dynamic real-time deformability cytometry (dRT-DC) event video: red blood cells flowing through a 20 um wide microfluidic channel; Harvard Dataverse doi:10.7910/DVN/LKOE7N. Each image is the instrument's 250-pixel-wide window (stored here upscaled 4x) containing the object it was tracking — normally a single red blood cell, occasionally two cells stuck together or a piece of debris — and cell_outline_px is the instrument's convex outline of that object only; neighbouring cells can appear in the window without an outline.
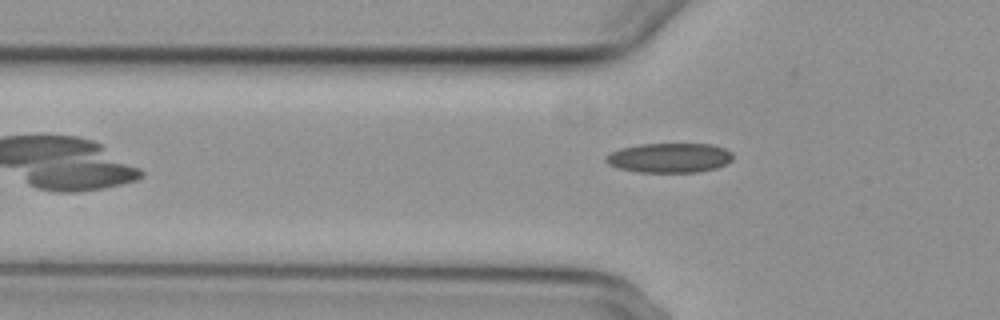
{"species": "common noctule bat (a hibernating species)", "species_latin": "Nyctalus noctula", "temperature_condition": "cold", "stored_images_in_passage": 40, "camera_frame_rate_fps": 3000, "um_per_image_px": 0.085, "animal": {"sex": "female", "body_mass_g": 29.2, "forearm_length_mm": 56.3}, "frame": {"image": 1, "passage_image": 3, "time_ms": 0.667, "image_size_px": [1000, 320], "cell_outline_px": [[732, 160], [716, 168], [696, 172], [640, 172], [616, 168], [608, 164], [604, 160], [612, 152], [620, 148], [640, 144], [712, 144], [724, 148], [732, 152]], "centroid_in_image_um": [56.9, 13.41], "position_along_channel_um": 68.9, "area_um2": 21.85}}
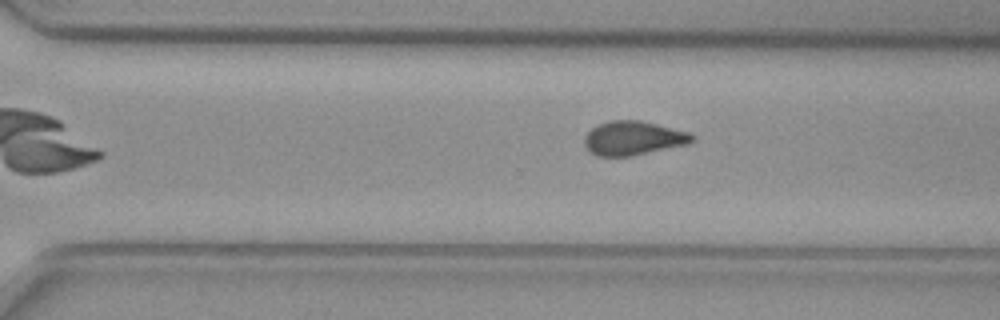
{"frame": {"image": 2, "passage_image": 23, "time_ms": 7.333, "image_size_px": [1000, 320], "cell_outline_px": [[696, 140], [688, 144], [632, 156], [596, 156], [584, 144], [584, 136], [596, 124], [608, 120], [640, 120], [688, 132], [696, 136]], "centroid_in_image_um": [53.83, 11.74], "position_along_channel_um": 316.8, "area_um2": 21.44}}
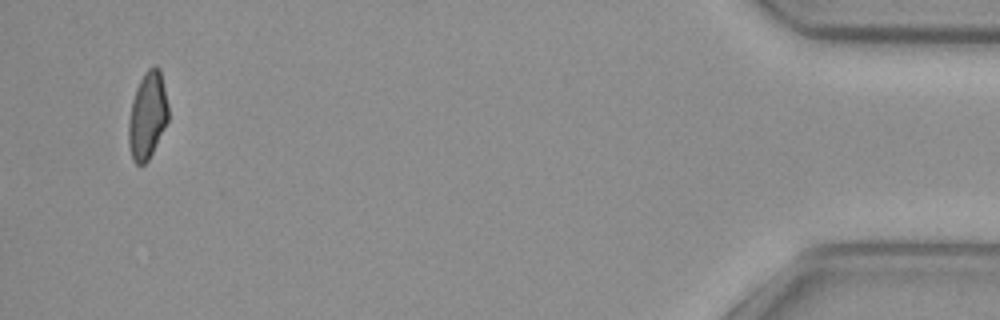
{"frame": {"image": 3, "passage_image": 38, "time_ms": 12.333, "image_size_px": [1000, 320], "cell_outline_px": [[168, 120], [148, 160], [144, 164], [136, 164], [132, 160], [128, 144], [128, 120], [132, 100], [136, 88], [144, 72], [148, 68], [156, 64], [160, 68], [168, 104]], "centroid_in_image_um": [12.52, 9.79], "position_along_channel_um": 422.7, "area_um2": 20.23}, "authors_computed_cell_mechanics": {"area_um2": 21.2704, "velocity_mm_per_s": 3.7273, "shape_relaxation_time_tau1_ms": null, "shape_relaxation_time_tau2_ms": 3.3618, "deformation_change_tau1": null, "deformation_change_tau2": 0.0953}}